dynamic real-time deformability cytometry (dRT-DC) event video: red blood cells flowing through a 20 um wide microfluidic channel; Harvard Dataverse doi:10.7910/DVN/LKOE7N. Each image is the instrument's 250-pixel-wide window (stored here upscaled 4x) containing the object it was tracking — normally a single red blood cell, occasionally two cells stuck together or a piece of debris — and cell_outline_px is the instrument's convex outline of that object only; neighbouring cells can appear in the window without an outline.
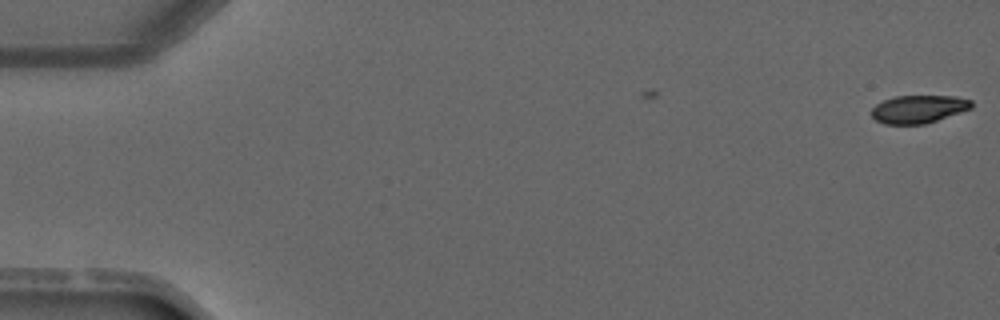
{"species": "common noctule bat (a hibernating species)", "species_latin": "Nyctalus noctula", "temperature_condition": "warm", "stored_images_in_passage": 4, "segment_of_instrument_passage": [2, 2], "camera_frame_rate_fps": 3000, "um_per_image_px": 0.085, "animal": {"sex": "male", "forearm_length_mm": 52.5}, "frame": {"image": 1, "passage_image": 4, "time_ms": 3.667, "image_size_px": [1000, 320], "cell_outline_px": [[972, 108], [924, 124], [884, 124], [876, 120], [872, 116], [872, 108], [876, 104], [884, 100], [896, 96], [956, 96], [972, 100]], "centroid_in_image_um": [78.07, 9.27], "position_along_channel_um": 6.9, "area_um2": 16.13}}